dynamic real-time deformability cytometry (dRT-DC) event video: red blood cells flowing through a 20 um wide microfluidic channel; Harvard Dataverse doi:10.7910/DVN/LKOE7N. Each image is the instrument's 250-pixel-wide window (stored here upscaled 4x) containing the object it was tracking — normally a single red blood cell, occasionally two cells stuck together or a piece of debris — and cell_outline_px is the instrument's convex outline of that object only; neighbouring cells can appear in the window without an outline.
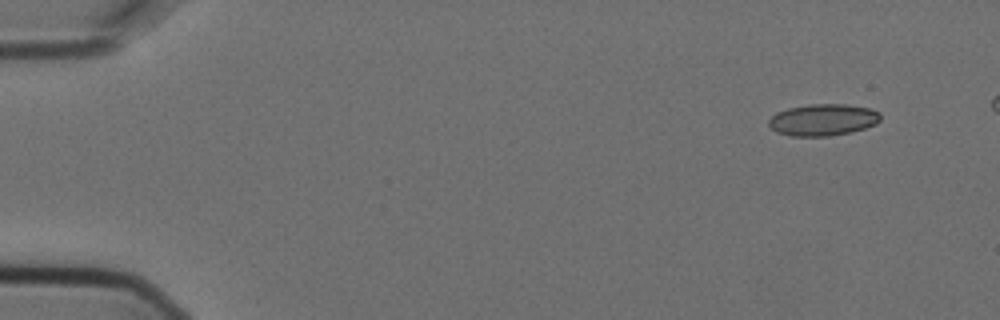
{"species": "Egyptian fruit bat (a non-hibernating species)", "species_latin": "Rousettus aegyptiacus", "temperature_condition": "cold", "stored_images_in_passage": 10, "camera_frame_rate_fps": 3000, "um_per_image_px": 0.085, "animal": {"sex": "female"}, "frame": {"image": 1, "passage_image": 1, "time_ms": 0.0, "image_size_px": [1000, 320], "cell_outline_px": [[880, 120], [876, 124], [852, 132], [828, 136], [792, 136], [776, 132], [768, 124], [768, 120], [776, 112], [788, 108], [808, 104], [844, 104], [868, 108], [880, 112]], "centroid_in_image_um": [69.94, 10.18], "position_along_channel_um": 15.1, "area_um2": 20.69}}
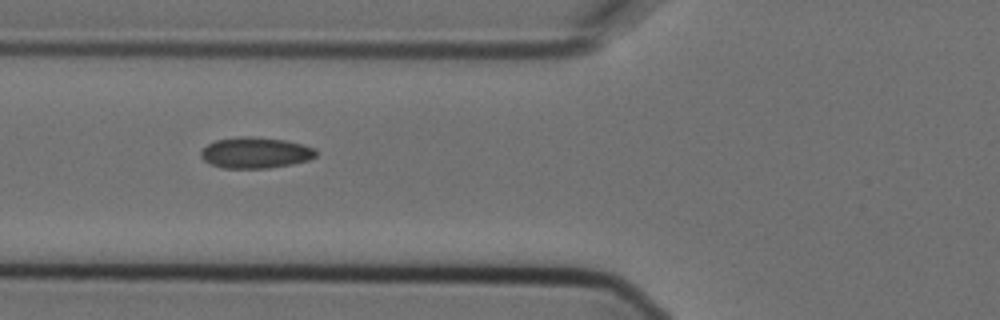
{"frame": {"image": 2, "passage_image": 6, "time_ms": 1.667, "image_size_px": [1000, 320], "cell_outline_px": [[316, 156], [308, 160], [292, 164], [268, 168], [224, 168], [212, 164], [204, 160], [200, 156], [200, 152], [208, 144], [216, 140], [240, 136], [252, 136], [284, 140], [316, 148]], "centroid_in_image_um": [21.71, 12.98], "position_along_channel_um": 104.1, "area_um2": 20.69}}
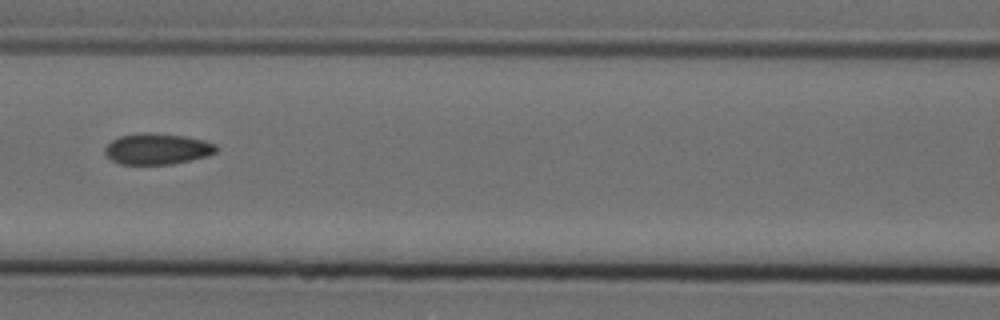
{"frame": {"image": 3, "passage_image": 7, "time_ms": 2.0, "image_size_px": [1000, 320], "cell_outline_px": [[220, 148], [216, 152], [208, 156], [172, 164], [120, 164], [112, 160], [104, 152], [104, 148], [112, 140], [120, 136], [144, 132], [184, 136], [204, 140], [216, 144]], "centroid_in_image_um": [13.39, 12.66], "position_along_channel_um": 153.2, "area_um2": 20.11}}